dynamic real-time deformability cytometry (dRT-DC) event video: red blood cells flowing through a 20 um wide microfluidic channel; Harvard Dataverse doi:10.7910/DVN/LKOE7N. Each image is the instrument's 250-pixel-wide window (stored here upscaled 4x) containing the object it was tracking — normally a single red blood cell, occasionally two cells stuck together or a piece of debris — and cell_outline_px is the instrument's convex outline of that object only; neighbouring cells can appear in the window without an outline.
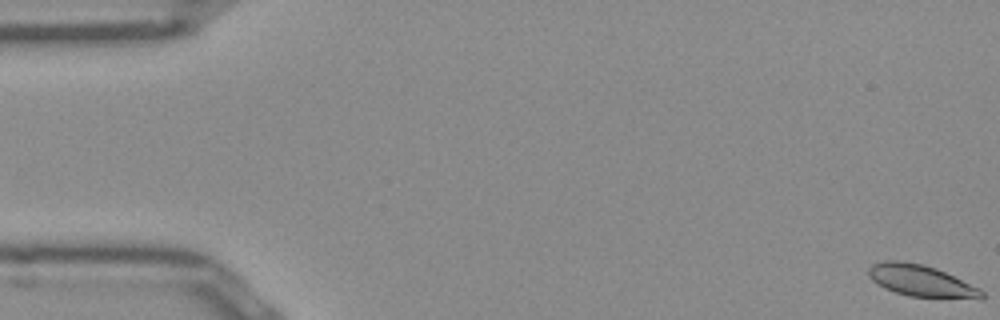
{"species": "Egyptian fruit bat (a non-hibernating species)", "species_latin": "Rousettus aegyptiacus", "temperature_condition": "room temperature", "stored_images_in_passage": 53, "camera_frame_rate_fps": 3000, "um_per_image_px": 0.085, "frame": {"image": 1, "passage_image": 1, "time_ms": 0.0, "image_size_px": [1000, 320], "cell_outline_px": [[984, 296], [908, 296], [884, 288], [872, 280], [868, 276], [868, 268], [872, 264], [884, 260], [900, 260], [924, 264], [936, 268], [980, 288], [984, 292]], "centroid_in_image_um": [78.15, 23.8], "position_along_channel_um": 6.8, "area_um2": 20.11}}
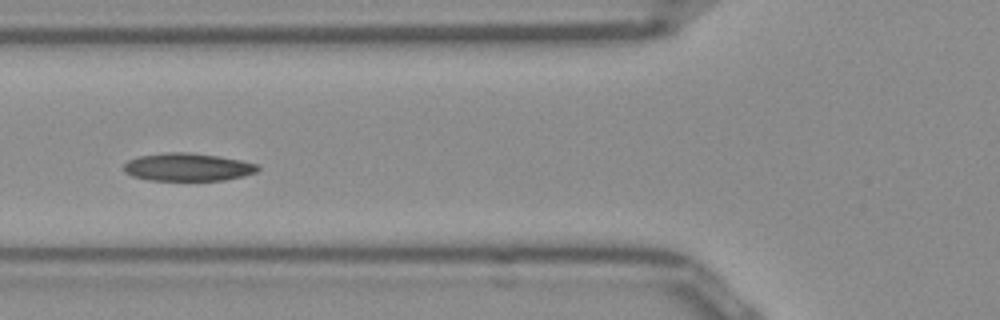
{"frame": {"image": 2, "passage_image": 20, "time_ms": 6.333, "image_size_px": [1000, 320], "cell_outline_px": [[260, 168], [256, 172], [244, 176], [224, 180], [148, 180], [132, 176], [124, 172], [124, 164], [128, 160], [136, 156], [168, 152], [188, 152], [220, 156], [260, 164]], "centroid_in_image_um": [15.96, 14.19], "position_along_channel_um": 109.8, "area_um2": 21.96}}
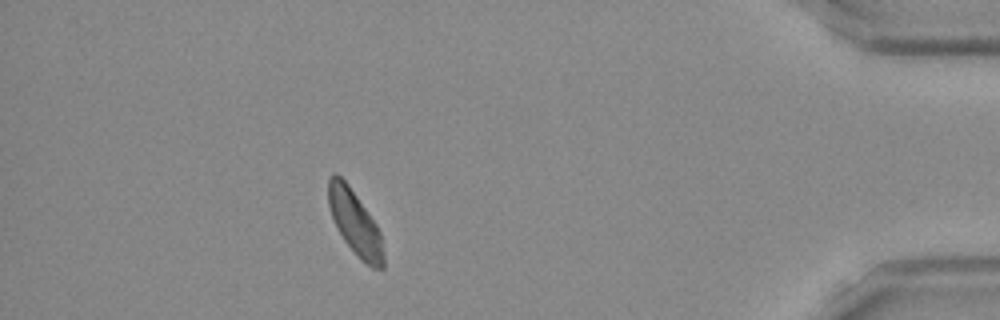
{"frame": {"image": 3, "passage_image": 47, "time_ms": 15.333, "image_size_px": [1000, 320], "cell_outline_px": [[384, 268], [372, 268], [360, 260], [344, 240], [336, 228], [328, 204], [328, 180], [332, 172], [336, 172], [348, 184], [376, 224], [380, 232], [384, 256]], "centroid_in_image_um": [30.16, 18.94], "position_along_channel_um": 405.0, "area_um2": 20.63}, "authors_computed_cell_mechanics": {"area_um2": 21.4438, "velocity_mm_per_s": 3.8668, "shape_relaxation_time_tau1_ms": null, "shape_relaxation_time_tau2_ms": 8.2489, "deformation_change_tau1": null, "deformation_change_tau2": 0.1435}}